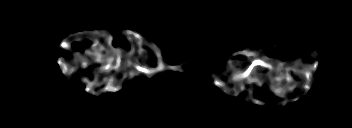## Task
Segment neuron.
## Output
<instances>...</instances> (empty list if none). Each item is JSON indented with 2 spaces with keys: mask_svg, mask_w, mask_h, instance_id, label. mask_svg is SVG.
<instances>
[{
  "mask_svg": "<svg viewBox=\"0 0 352 128\" xmlns=\"http://www.w3.org/2000/svg\"><path fill=\"white\" fill-rule=\"evenodd\" d=\"M97 24H98V21H95L94 22V26L96 27V31H99L101 33H105V28L102 27V28H98L97 27ZM122 30H120V32L117 34V36L115 35H110L108 36V51H107V54H111L112 51H114L113 47L111 46V40H113L114 38L116 37H119L120 35H125V40L124 41H127V43H129L130 45V54L131 56H129L126 61V67L123 69L124 72H127L125 73L124 77L128 74L130 75V77H132L133 79H135L136 77V74L135 73H132V70L134 71H137V73H144V74H147V76H152L153 74L155 73H158V72H162L166 69H171L175 72H178L180 71L182 68L179 66V65H173V66H168L166 64H164L163 62V59L161 57V53H160V50L159 48L154 45L153 43H150L148 42L142 35H140L139 33L137 32H133L129 29H127L126 27H121ZM133 36L134 35V38H135V42L137 43V45H139L140 49L138 51V54L139 55H142L144 53V48H142V45L143 44H146V45H150L152 46V49L155 51L156 53V56H158L159 58V62L153 66V67H142L141 65H139L137 59L135 56H132L134 55V44H133V37H130V36ZM84 35L79 33V37L77 38V41H81L82 37ZM95 40V42L92 44V49H94L98 43L100 42V38L96 37V34H93L92 36ZM69 40H70V37L64 39L61 43H60V46L63 47L64 49H67L68 46H69ZM120 50L119 49H116V52H117V57L116 59L114 58H110L109 61H107L106 64H104L103 66H101L100 68H102L103 71H105V76L102 77V81L106 82V85L103 86V87H99V91L98 92H94L93 91V88H97V86L100 84V83H97V79H98V76H95L93 77L92 80H88L87 78H83V77H79V75L76 73L74 74V79H81V82L85 83L86 87L84 88V91L85 92H91L92 94H96L98 95L100 92H117V91H120L124 88V86L122 85V80L123 78H120L118 82H116V85H113L115 84V80L112 78V76H110V74L112 73L113 70H120V67H121V59H122V56H121V53L119 52ZM103 50H101L100 53H97L95 55V58H96V66L100 65L102 62H105V57H104V54H103ZM240 55H243L245 57H249V56H253L255 57V60L252 61L250 67L244 71V72H240V69L238 68V70L234 73V70L233 69H230L229 71L225 72L224 75L226 76V78H230L232 76V74L234 75V78L231 79V80H222L220 77H218L220 79V81L218 82V86L220 88H222L223 90L228 86L230 85V83H233V82H241V81H247L248 80V86H252L254 83L256 84H259L260 85V81L258 79H252V76H255L256 74L254 73V70L257 68V67H263V68H268L272 71L274 70H282L284 68L287 67V61H284L283 63L281 64H276V62H269V59L267 57H262V58H258L257 54L256 53H251L249 51H240V52H237V53H234L230 58H229V63L230 65L233 64V61L232 59H234V57L236 56H240ZM57 61L60 63V69L66 73V75H70L72 72H75V70H79L80 67L79 66H74V65H71L69 63V60H66L63 58L62 55H58L56 57ZM320 57H317L316 60L308 65L307 69L305 70V72H307V74L309 75L308 77V80L306 82V85L307 86H312L315 84V80H313V75H314V68L315 66H318L320 64ZM85 68L86 66H88V63L85 62L84 60H82V63H81ZM299 67L300 65H296L295 67H290V73L288 75H282L283 73H280V75L276 76V78L273 80V86L271 87V90L273 92H275L276 94H278L279 96H285L287 94V92L285 90H282V88L279 86L281 83L282 85L283 84H286V85H290V84H294V87L298 86L299 85V82L297 81L296 77H295V73L296 71H299ZM106 74H109L108 76ZM237 88H240V90L242 91H245V90H249L247 89L245 86H239ZM238 89H236L235 91H227L228 93H232V92H236V95H238ZM254 102L257 104V105H262L263 103L260 102L259 100H254Z\"/></svg>",
  "mask_w": 352,
  "mask_h": 128,
  "instance_id": "neuron-1",
  "label": "neuron"
}]
</instances>
